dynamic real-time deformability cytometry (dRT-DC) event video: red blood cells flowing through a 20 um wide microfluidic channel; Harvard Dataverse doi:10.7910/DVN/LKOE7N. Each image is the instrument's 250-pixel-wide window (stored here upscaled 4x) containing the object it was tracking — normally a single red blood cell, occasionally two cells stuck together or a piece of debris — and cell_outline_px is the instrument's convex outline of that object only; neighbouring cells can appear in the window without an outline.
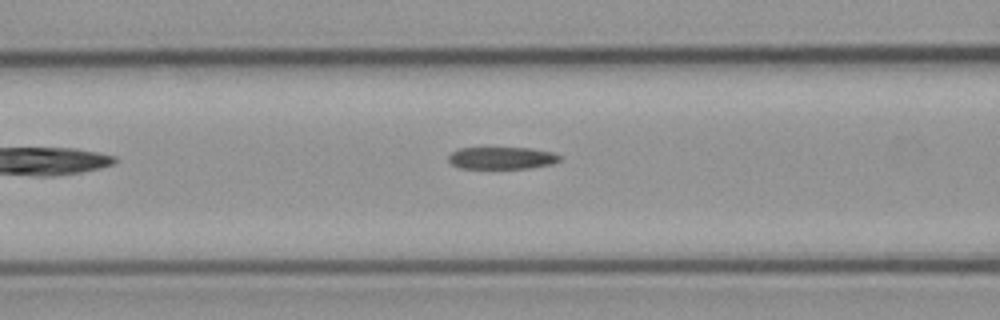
{"species": "common noctule bat (a hibernating species)", "species_latin": "Nyctalus noctula", "temperature_condition": "cold", "stored_images_in_passage": 6, "camera_frame_rate_fps": 3000, "um_per_image_px": 0.085, "animal": {"sex": "male", "body_mass_g": 23.1, "forearm_length_mm": 52.7}, "frame": {"image": 1, "passage_image": 6, "time_ms": 7.0, "image_size_px": [1000, 320], "cell_outline_px": [[560, 160], [548, 164], [528, 168], [460, 168], [452, 164], [448, 160], [448, 156], [456, 148], [532, 148], [552, 152], [560, 156]], "centroid_in_image_um": [42.6, 13.42], "position_along_channel_um": 124.0, "area_um2": 14.22}}